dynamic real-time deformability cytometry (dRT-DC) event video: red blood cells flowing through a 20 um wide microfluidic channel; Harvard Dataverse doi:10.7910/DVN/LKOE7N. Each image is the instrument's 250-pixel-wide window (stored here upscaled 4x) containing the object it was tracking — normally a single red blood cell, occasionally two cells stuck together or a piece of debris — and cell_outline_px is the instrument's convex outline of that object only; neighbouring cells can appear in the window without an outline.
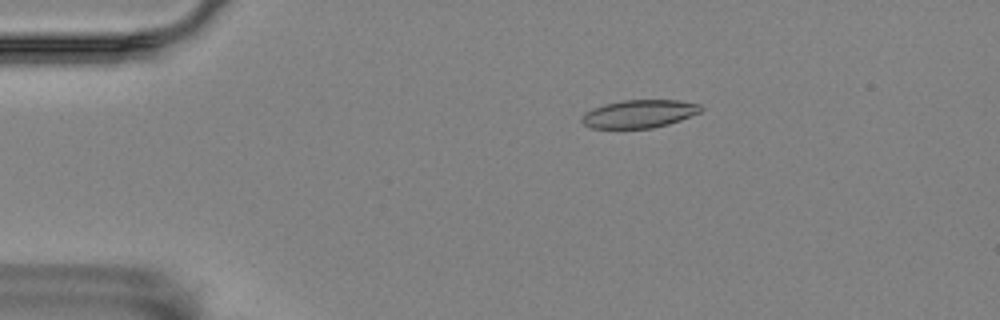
{"species": "Egyptian fruit bat (a non-hibernating species)", "species_latin": "Rousettus aegyptiacus", "temperature_condition": "room temperature", "stored_images_in_passage": 57, "camera_frame_rate_fps": 3000, "um_per_image_px": 0.085, "animal": {"sex": "female"}, "frame": {"image": 1, "passage_image": 11, "time_ms": 3.333, "image_size_px": [1000, 320], "cell_outline_px": [[704, 108], [700, 112], [680, 120], [668, 124], [652, 128], [592, 128], [584, 124], [580, 120], [580, 116], [584, 112], [592, 108], [604, 104], [624, 100], [680, 100], [700, 104]], "centroid_in_image_um": [54.31, 9.67], "position_along_channel_um": 30.7, "area_um2": 19.54}}
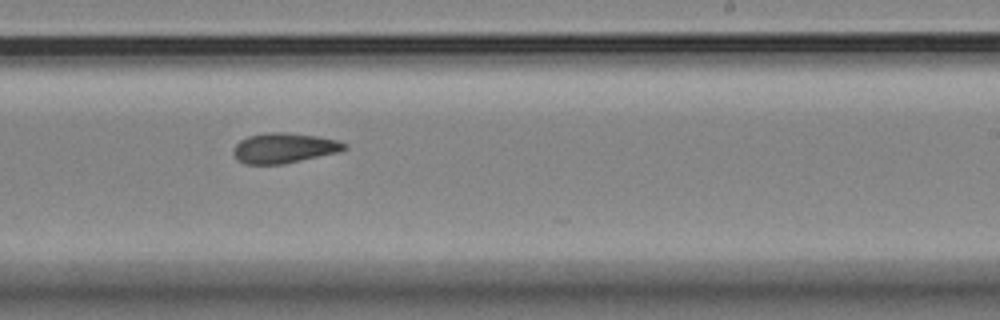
{"frame": {"image": 2, "passage_image": 35, "time_ms": 11.333, "image_size_px": [1000, 320], "cell_outline_px": [[348, 148], [340, 152], [284, 164], [244, 164], [236, 160], [232, 152], [236, 144], [240, 140], [248, 136], [268, 132], [284, 132], [316, 136], [336, 140], [348, 144]], "centroid_in_image_um": [24.14, 12.59], "position_along_channel_um": 264.9, "area_um2": 19.65}}
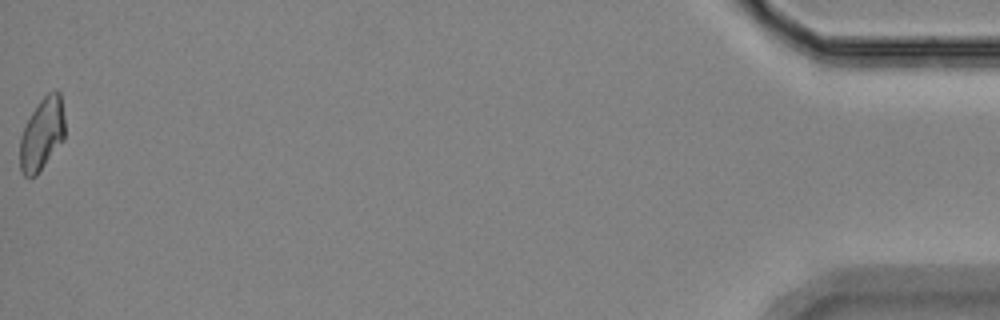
{"frame": {"image": 3, "passage_image": 57, "time_ms": 18.667, "image_size_px": [1000, 320], "cell_outline_px": [[64, 140], [36, 176], [24, 176], [20, 168], [20, 136], [32, 112], [40, 100], [48, 92], [56, 88], [60, 92], [64, 116]], "centroid_in_image_um": [3.58, 11.38], "position_along_channel_um": 431.6, "area_um2": 18.96}, "authors_computed_cell_mechanics": {"area_um2": 19.5942, "velocity_mm_per_s": 3.5555, "shape_relaxation_time_tau1_ms": 5.012, "shape_relaxation_time_tau2_ms": 5.3854, "deformation_change_tau1": 0.1417, "deformation_change_tau2": 0.1281}}